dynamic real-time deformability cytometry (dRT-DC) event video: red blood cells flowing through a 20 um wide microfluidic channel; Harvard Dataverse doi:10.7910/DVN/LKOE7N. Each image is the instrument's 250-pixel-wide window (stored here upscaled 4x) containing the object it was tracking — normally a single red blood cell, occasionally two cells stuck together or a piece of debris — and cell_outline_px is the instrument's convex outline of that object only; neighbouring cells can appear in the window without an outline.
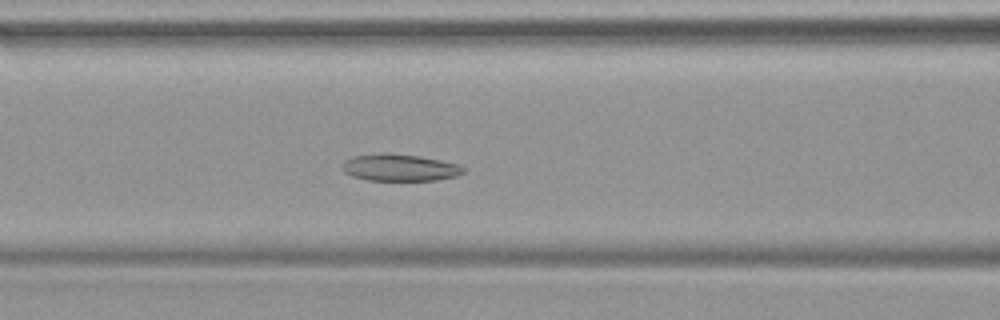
{"species": "common noctule bat (a hibernating species)", "species_latin": "Nyctalus noctula", "temperature_condition": "warm", "stored_images_in_passage": 41, "camera_frame_rate_fps": 3000, "um_per_image_px": 0.085, "animal": {"sex": "female", "body_mass_g": 19.9}, "frame": {"image": 1, "passage_image": 13, "time_ms": 4.0, "image_size_px": [1000, 320], "cell_outline_px": [[464, 172], [456, 176], [436, 180], [368, 180], [352, 176], [344, 172], [344, 160], [352, 156], [380, 152], [388, 152], [420, 156], [460, 164], [464, 168]], "centroid_in_image_um": [33.97, 14.22], "position_along_channel_um": 132.6, "area_um2": 19.13}}
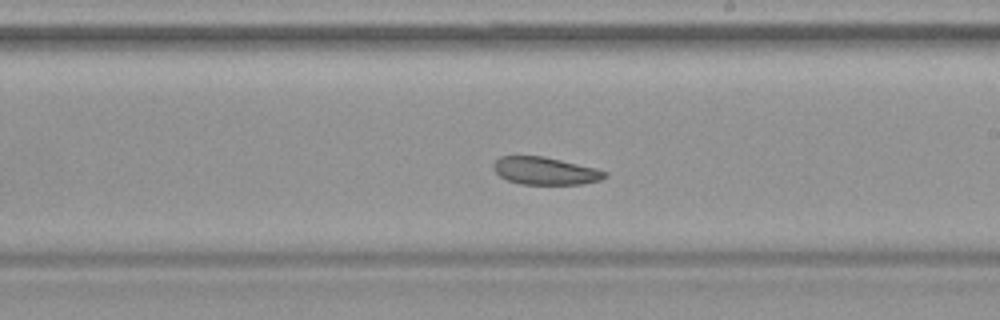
{"frame": {"image": 2, "passage_image": 21, "time_ms": 6.667, "image_size_px": [1000, 320], "cell_outline_px": [[608, 176], [600, 180], [580, 184], [520, 184], [508, 180], [500, 176], [492, 168], [492, 164], [500, 156], [544, 156], [596, 168], [608, 172]], "centroid_in_image_um": [46.34, 14.52], "position_along_channel_um": 242.7, "area_um2": 17.92}}
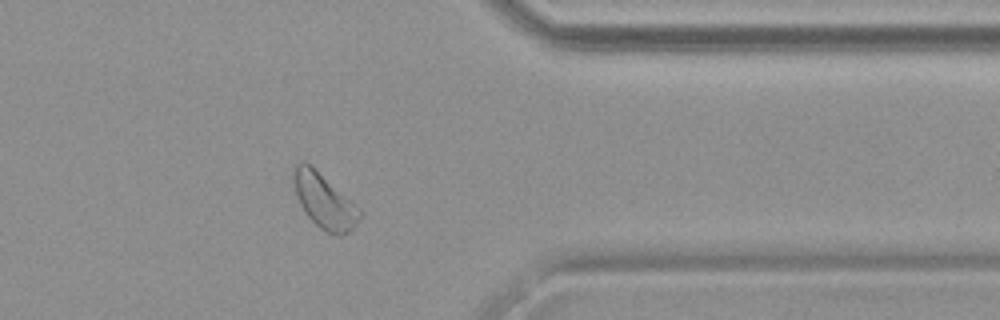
{"frame": {"image": 3, "passage_image": 32, "time_ms": 10.333, "image_size_px": [1000, 320], "cell_outline_px": [[360, 216], [356, 224], [348, 232], [340, 236], [328, 232], [320, 228], [304, 212], [296, 196], [292, 180], [292, 168], [296, 164], [304, 160], [360, 208]], "centroid_in_image_um": [27.51, 17.07], "position_along_channel_um": 383.9, "area_um2": 20.69}}